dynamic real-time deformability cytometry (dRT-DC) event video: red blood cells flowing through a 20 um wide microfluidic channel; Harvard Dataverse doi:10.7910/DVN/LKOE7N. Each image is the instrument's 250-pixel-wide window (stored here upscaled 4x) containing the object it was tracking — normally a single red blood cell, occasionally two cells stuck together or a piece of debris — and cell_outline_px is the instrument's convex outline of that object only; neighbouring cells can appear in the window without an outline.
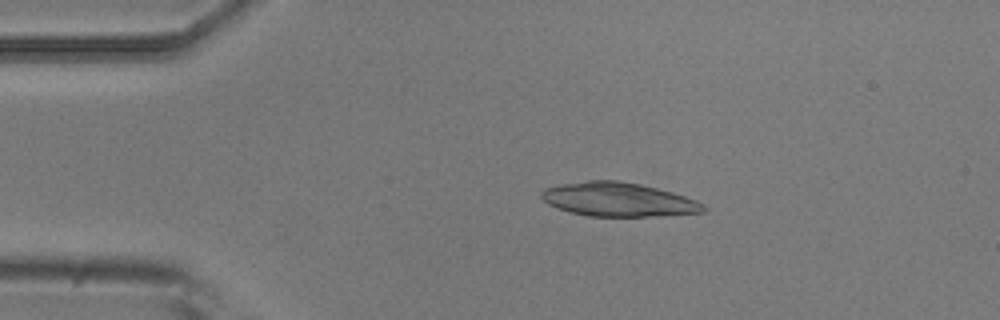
{"species": "common noctule bat (a hibernating species)", "species_latin": "Nyctalus noctula", "temperature_condition": "room temperature", "stored_images_in_passage": 53, "camera_frame_rate_fps": 3000, "um_per_image_px": 0.085, "animal": {"sex": "male", "body_mass_g": 20.5, "forearm_length_mm": 52.5}, "frame": {"image": 1, "passage_image": 11, "time_ms": 3.333, "image_size_px": [1000, 320], "cell_outline_px": [[688, 212], [636, 216], [600, 216], [576, 212], [564, 208], [556, 204], [556, 188], [584, 184], [632, 184], [664, 192], [676, 196]], "centroid_in_image_um": [52.47, 17.03], "position_along_channel_um": 32.5, "area_um2": 24.39}}
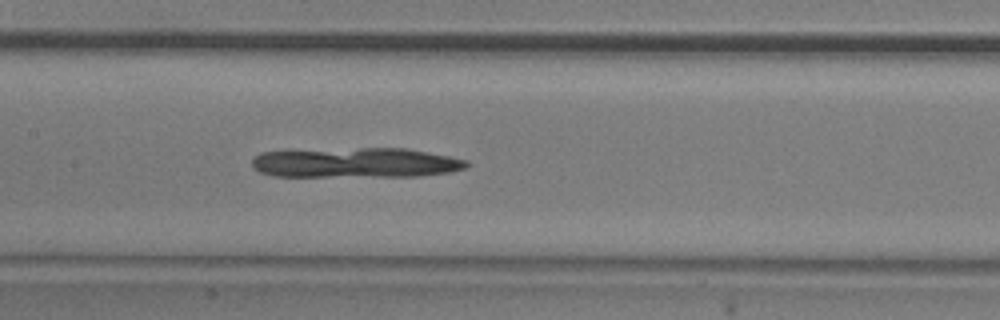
{"frame": {"image": 2, "passage_image": 26, "time_ms": 8.333, "image_size_px": [1000, 320], "cell_outline_px": [[464, 164], [456, 168], [432, 172], [300, 176], [296, 176], [272, 172], [260, 168], [256, 164], [256, 160], [260, 156], [276, 152], [416, 152], [456, 160]], "centroid_in_image_um": [30.0, 13.87], "position_along_channel_um": 177.4, "area_um2": 29.25}}
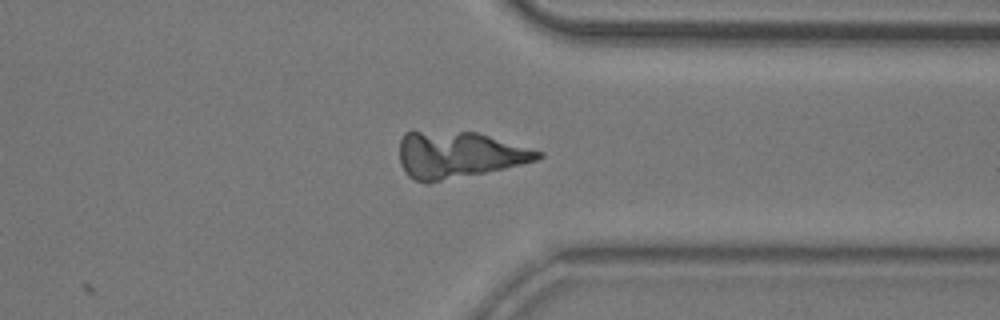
{"frame": {"image": 3, "passage_image": 42, "time_ms": 13.667, "image_size_px": [1000, 320], "cell_outline_px": [[540, 156], [528, 160], [432, 180], [420, 180], [412, 176], [408, 172], [400, 156], [400, 148], [404, 136], [408, 132], [468, 132], [484, 136], [540, 152]], "centroid_in_image_um": [38.83, 13.08], "position_along_channel_um": 372.6, "area_um2": 33.06}}